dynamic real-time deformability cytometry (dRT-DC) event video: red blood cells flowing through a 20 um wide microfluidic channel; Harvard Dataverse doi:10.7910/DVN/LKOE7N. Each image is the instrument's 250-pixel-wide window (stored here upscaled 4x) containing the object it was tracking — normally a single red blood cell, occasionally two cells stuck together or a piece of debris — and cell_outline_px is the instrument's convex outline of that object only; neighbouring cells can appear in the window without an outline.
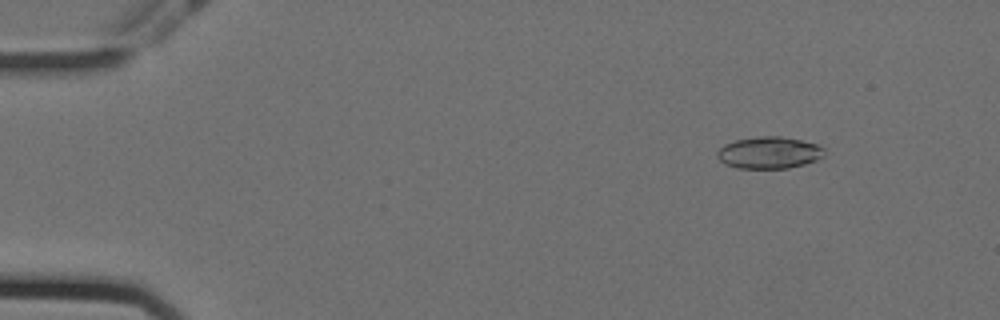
{"species": "Egyptian fruit bat (a non-hibernating species)", "species_latin": "Rousettus aegyptiacus", "temperature_condition": "cold", "stored_images_in_passage": 57, "camera_frame_rate_fps": 3000, "um_per_image_px": 0.085, "animal": {"sex": "female"}, "frame": {"image": 1, "passage_image": 7, "time_ms": 2.0, "image_size_px": [1000, 320], "cell_outline_px": [[824, 156], [816, 160], [804, 164], [788, 168], [736, 168], [724, 164], [716, 156], [716, 152], [724, 144], [736, 140], [756, 136], [780, 136], [800, 140], [816, 144], [824, 148]], "centroid_in_image_um": [65.34, 12.97], "position_along_channel_um": 19.7, "area_um2": 19.94}}
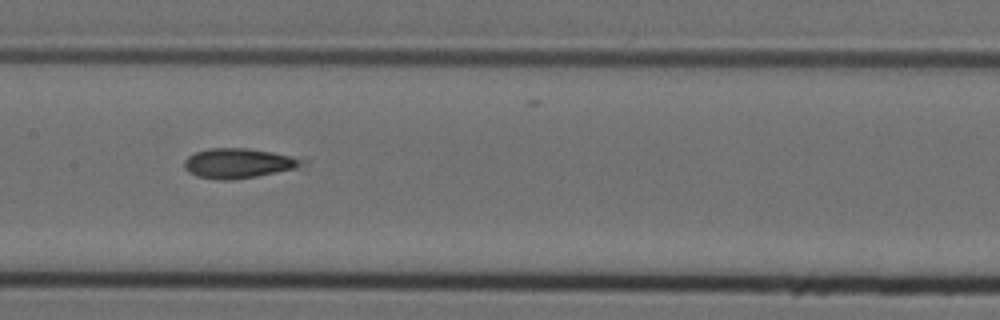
{"frame": {"image": 2, "passage_image": 29, "time_ms": 9.333, "image_size_px": [1000, 320], "cell_outline_px": [[312, 160], [308, 164], [296, 168], [256, 176], [232, 180], [220, 180], [196, 176], [188, 172], [184, 168], [184, 160], [188, 156], [196, 152], [208, 148], [248, 148], [272, 152]], "centroid_in_image_um": [20.31, 13.87], "position_along_channel_um": 187.1, "area_um2": 20.75}}
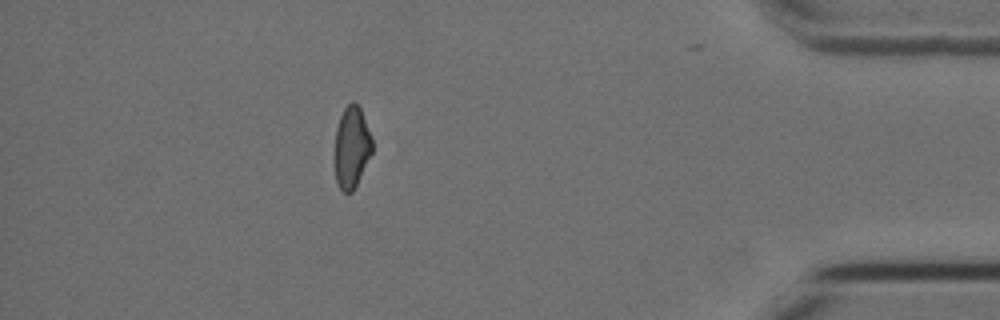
{"frame": {"image": 3, "passage_image": 51, "time_ms": 16.667, "image_size_px": [1000, 320], "cell_outline_px": [[372, 152], [352, 192], [344, 192], [340, 188], [336, 180], [336, 128], [340, 116], [344, 108], [352, 100], [360, 108], [372, 136]], "centroid_in_image_um": [29.9, 12.47], "position_along_channel_um": 405.3, "area_um2": 17.4}}